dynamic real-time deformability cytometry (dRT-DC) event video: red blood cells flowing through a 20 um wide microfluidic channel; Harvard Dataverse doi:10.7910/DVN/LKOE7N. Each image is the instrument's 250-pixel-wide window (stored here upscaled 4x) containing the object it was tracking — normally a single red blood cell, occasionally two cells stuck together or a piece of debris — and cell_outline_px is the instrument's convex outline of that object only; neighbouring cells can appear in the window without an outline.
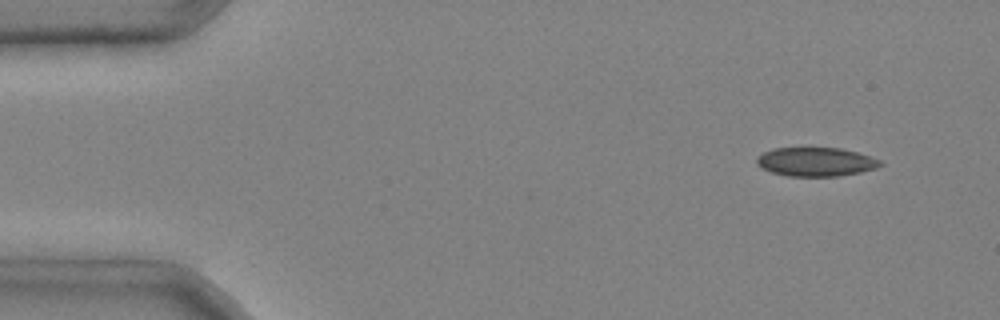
{"species": "common noctule bat (a hibernating species)", "species_latin": "Nyctalus noctula", "temperature_condition": "cold", "stored_images_in_passage": 7, "camera_frame_rate_fps": 3000, "um_per_image_px": 0.085, "animal": {"sex": "male", "body_mass_g": 20.4}, "frame": {"image": 1, "passage_image": 1, "time_ms": 0.0, "image_size_px": [1000, 320], "cell_outline_px": [[884, 164], [876, 168], [860, 172], [836, 176], [788, 176], [772, 172], [756, 164], [756, 156], [772, 148], [840, 148], [856, 152], [880, 160]], "centroid_in_image_um": [69.32, 13.75], "position_along_channel_um": 15.7, "area_um2": 20.63}}
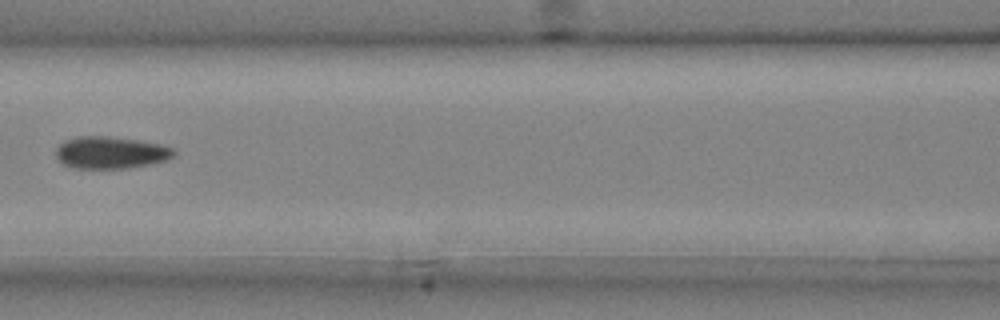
{"frame": {"image": 2, "passage_image": 6, "time_ms": 1.667, "image_size_px": [1000, 320], "cell_outline_px": [[176, 156], [168, 160], [152, 164], [128, 168], [72, 168], [56, 160], [56, 148], [64, 140], [80, 136], [104, 136], [136, 140], [160, 144], [176, 148]], "centroid_in_image_um": [9.44, 12.98], "position_along_channel_um": 157.2, "area_um2": 22.31}}
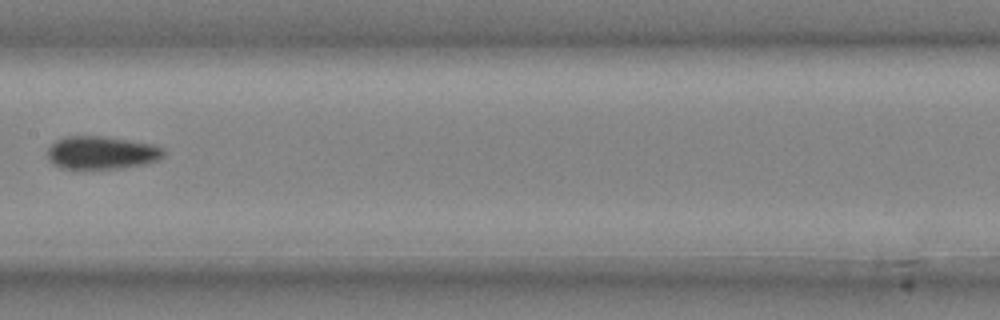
{"frame": {"image": 3, "passage_image": 7, "time_ms": 2.0, "image_size_px": [1000, 320], "cell_outline_px": [[164, 156], [160, 160], [144, 164], [120, 168], [64, 168], [52, 164], [48, 160], [48, 148], [56, 140], [64, 136], [100, 136], [128, 140], [152, 144], [164, 148]], "centroid_in_image_um": [8.64, 12.97], "position_along_channel_um": 198.8, "area_um2": 22.25}}